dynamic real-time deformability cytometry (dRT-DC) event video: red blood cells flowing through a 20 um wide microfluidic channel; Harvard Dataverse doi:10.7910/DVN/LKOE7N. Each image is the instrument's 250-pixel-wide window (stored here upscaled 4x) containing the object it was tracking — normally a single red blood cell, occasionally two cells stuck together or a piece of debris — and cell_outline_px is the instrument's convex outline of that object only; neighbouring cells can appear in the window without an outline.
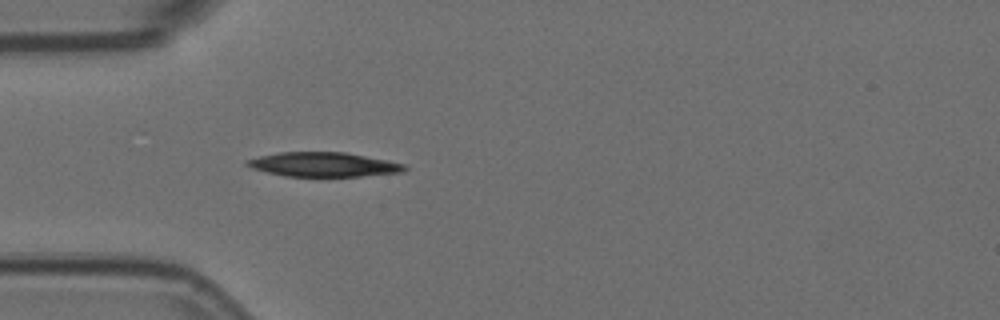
{"species": "Egyptian fruit bat (a non-hibernating species)", "species_latin": "Rousettus aegyptiacus", "temperature_condition": "room temperature", "stored_images_in_passage": 3, "camera_frame_rate_fps": 3000, "um_per_image_px": 0.085, "animal": {"sex": "female"}, "frame": {"image": 1, "passage_image": 3, "time_ms": 0.667, "image_size_px": [1000, 320], "cell_outline_px": [[408, 168], [404, 172], [360, 176], [284, 176], [252, 168], [244, 164], [244, 160], [260, 156], [280, 152], [344, 152], [388, 160], [404, 164]], "centroid_in_image_um": [27.5, 13.98], "position_along_channel_um": 57.5, "area_um2": 22.31}}